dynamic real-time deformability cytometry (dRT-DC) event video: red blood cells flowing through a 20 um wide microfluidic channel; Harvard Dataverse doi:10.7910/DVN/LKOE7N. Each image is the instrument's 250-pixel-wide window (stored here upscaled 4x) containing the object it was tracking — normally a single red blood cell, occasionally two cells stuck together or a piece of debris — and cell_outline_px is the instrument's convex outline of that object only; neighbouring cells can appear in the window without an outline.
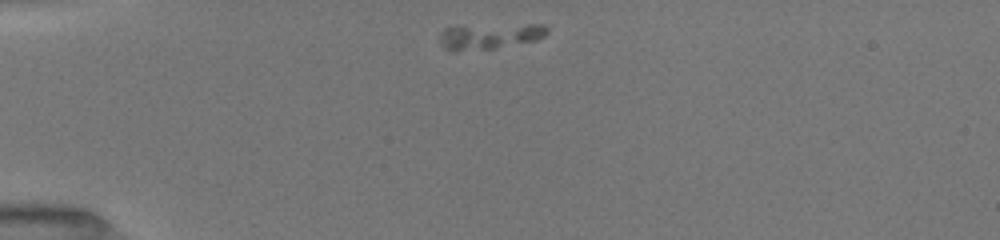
{"species": "common noctule bat (a hibernating species)", "species_latin": "Nyctalus noctula", "temperature_condition": "room temperature", "stored_images_in_passage": 40, "camera_frame_rate_fps": 3000, "um_per_image_px": 0.085, "animal": {"sex": "female", "body_mass_g": 19.5, "forearm_length_mm": 54.1}, "frame": {"image": 1, "passage_image": 1, "time_ms": 0.0, "image_size_px": [1000, 240], "cell_outline_px": [[548, 32], [544, 36], [536, 40], [496, 48], [456, 52], [452, 52], [444, 48], [440, 44], [440, 32], [444, 28], [456, 24], [548, 24]], "centroid_in_image_um": [41.57, 3.04], "position_along_channel_um": 43.4, "area_um2": 16.99}}
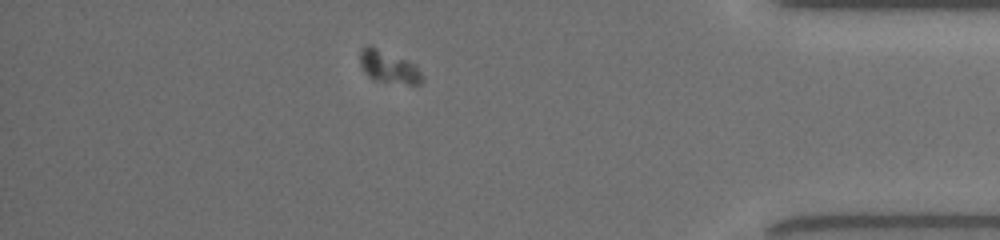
{"frame": {"image": 2, "passage_image": 34, "time_ms": 11.0, "image_size_px": [1000, 240], "cell_outline_px": [[424, 80], [420, 84], [408, 84], [372, 80], [364, 72], [360, 64], [360, 52], [368, 44], [416, 64], [424, 76]], "centroid_in_image_um": [33.06, 5.71], "position_along_channel_um": 402.1, "area_um2": 11.79}}